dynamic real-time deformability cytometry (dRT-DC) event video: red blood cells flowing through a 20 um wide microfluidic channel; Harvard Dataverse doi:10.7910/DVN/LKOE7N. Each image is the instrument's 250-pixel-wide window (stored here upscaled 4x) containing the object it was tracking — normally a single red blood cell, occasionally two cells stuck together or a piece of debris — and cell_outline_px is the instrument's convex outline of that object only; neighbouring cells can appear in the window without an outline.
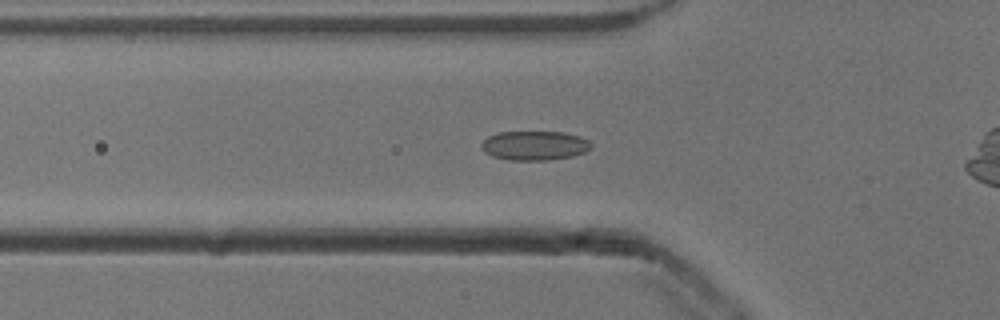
{"species": "common noctule bat (a hibernating species)", "species_latin": "Nyctalus noctula", "temperature_condition": "cold", "stored_images_in_passage": 45, "camera_frame_rate_fps": 3000, "um_per_image_px": 0.085, "animal": {"sex": "male", "body_mass_g": 13.3}, "frame": {"image": 1, "passage_image": 14, "time_ms": 4.333, "image_size_px": [1000, 320], "cell_outline_px": [[592, 148], [584, 152], [572, 156], [548, 160], [508, 160], [492, 156], [484, 152], [480, 144], [488, 136], [496, 132], [564, 132], [580, 136], [588, 140], [592, 144]], "centroid_in_image_um": [45.43, 12.37], "position_along_channel_um": 80.4, "area_um2": 18.84}}
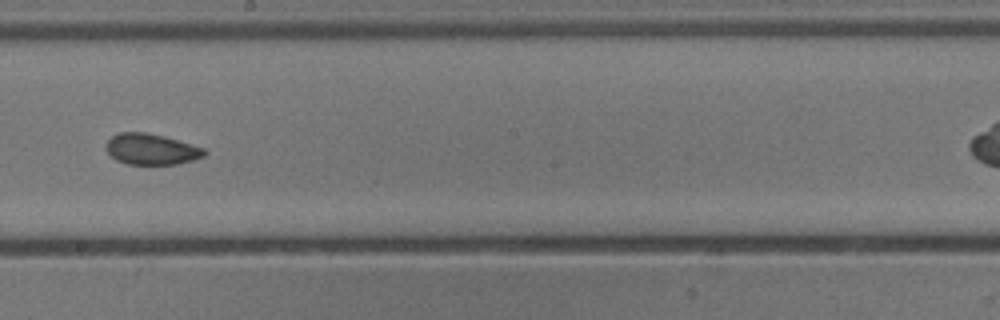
{"frame": {"image": 2, "passage_image": 26, "time_ms": 8.333, "image_size_px": [1000, 320], "cell_outline_px": [[208, 152], [204, 156], [192, 160], [176, 164], [128, 164], [116, 160], [108, 152], [108, 140], [112, 136], [120, 132], [144, 132], [164, 136], [204, 148]], "centroid_in_image_um": [12.89, 12.68], "position_along_channel_um": 235.3, "area_um2": 17.46}}
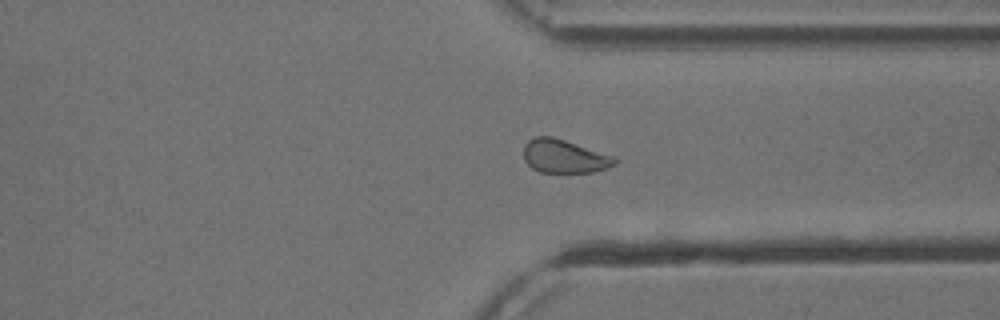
{"frame": {"image": 3, "passage_image": 36, "time_ms": 11.667, "image_size_px": [1000, 320], "cell_outline_px": [[616, 164], [608, 168], [592, 172], [540, 172], [532, 168], [524, 160], [524, 144], [528, 140], [536, 136], [552, 136], [616, 156]], "centroid_in_image_um": [47.97, 13.28], "position_along_channel_um": 363.4, "area_um2": 17.86}, "authors_computed_cell_mechanics": {"area_um2": 18.2648, "velocity_mm_per_s": 3.8504, "shape_relaxation_time_tau1_ms": 5.901, "shape_relaxation_time_tau2_ms": 1.6668, "deformation_change_tau1": 0.1021, "deformation_change_tau2": 0.0517}}